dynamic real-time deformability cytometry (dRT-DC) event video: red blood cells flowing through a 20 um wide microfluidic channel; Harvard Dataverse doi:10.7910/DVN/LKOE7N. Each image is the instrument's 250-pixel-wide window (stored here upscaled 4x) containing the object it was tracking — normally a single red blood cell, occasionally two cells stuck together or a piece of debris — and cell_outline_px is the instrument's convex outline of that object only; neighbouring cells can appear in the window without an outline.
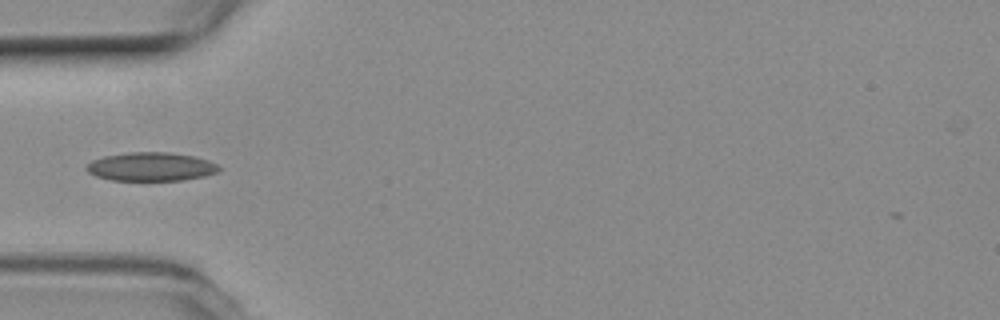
{"species": "common noctule bat (a hibernating species)", "species_latin": "Nyctalus noctula", "temperature_condition": "room temperature", "stored_images_in_passage": 4, "camera_frame_rate_fps": 3000, "um_per_image_px": 0.085, "animal": {"sex": "female", "body_mass_g": 19.3, "forearm_length_mm": 54.1}, "frame": {"image": 1, "passage_image": 1, "time_ms": 0.0, "image_size_px": [1000, 320], "cell_outline_px": [[220, 168], [216, 172], [204, 176], [184, 180], [112, 180], [96, 176], [88, 172], [84, 168], [92, 160], [104, 156], [128, 152], [168, 152], [196, 156], [208, 160], [216, 164]], "centroid_in_image_um": [12.82, 14.16], "position_along_channel_um": 72.2, "area_um2": 22.08}}